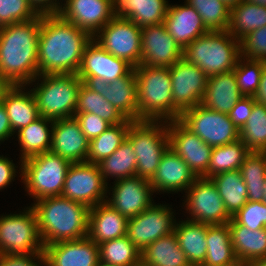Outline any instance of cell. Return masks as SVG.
<instances>
[{
    "mask_svg": "<svg viewBox=\"0 0 266 266\" xmlns=\"http://www.w3.org/2000/svg\"><path fill=\"white\" fill-rule=\"evenodd\" d=\"M92 36L59 14L41 15L38 75L77 74Z\"/></svg>",
    "mask_w": 266,
    "mask_h": 266,
    "instance_id": "6da1fadb",
    "label": "cell"
},
{
    "mask_svg": "<svg viewBox=\"0 0 266 266\" xmlns=\"http://www.w3.org/2000/svg\"><path fill=\"white\" fill-rule=\"evenodd\" d=\"M41 15L0 27V72L11 85H28L38 76Z\"/></svg>",
    "mask_w": 266,
    "mask_h": 266,
    "instance_id": "7a4b0ae2",
    "label": "cell"
},
{
    "mask_svg": "<svg viewBox=\"0 0 266 266\" xmlns=\"http://www.w3.org/2000/svg\"><path fill=\"white\" fill-rule=\"evenodd\" d=\"M45 246L88 236L90 207L62 196L47 197L31 204Z\"/></svg>",
    "mask_w": 266,
    "mask_h": 266,
    "instance_id": "3957f363",
    "label": "cell"
},
{
    "mask_svg": "<svg viewBox=\"0 0 266 266\" xmlns=\"http://www.w3.org/2000/svg\"><path fill=\"white\" fill-rule=\"evenodd\" d=\"M240 57V40L228 31H209L185 47L182 58L210 77L233 71Z\"/></svg>",
    "mask_w": 266,
    "mask_h": 266,
    "instance_id": "277c9868",
    "label": "cell"
},
{
    "mask_svg": "<svg viewBox=\"0 0 266 266\" xmlns=\"http://www.w3.org/2000/svg\"><path fill=\"white\" fill-rule=\"evenodd\" d=\"M34 82H37V86L34 85L31 91L40 116L53 121L75 116L83 83L77 74H39L27 86L33 85Z\"/></svg>",
    "mask_w": 266,
    "mask_h": 266,
    "instance_id": "5b68a950",
    "label": "cell"
},
{
    "mask_svg": "<svg viewBox=\"0 0 266 266\" xmlns=\"http://www.w3.org/2000/svg\"><path fill=\"white\" fill-rule=\"evenodd\" d=\"M139 121H172L173 96L169 67L139 65L134 68Z\"/></svg>",
    "mask_w": 266,
    "mask_h": 266,
    "instance_id": "8992f818",
    "label": "cell"
},
{
    "mask_svg": "<svg viewBox=\"0 0 266 266\" xmlns=\"http://www.w3.org/2000/svg\"><path fill=\"white\" fill-rule=\"evenodd\" d=\"M70 165L68 160L51 151L22 160L20 178L25 185V191L34 202L47 197L61 196Z\"/></svg>",
    "mask_w": 266,
    "mask_h": 266,
    "instance_id": "52a82bcc",
    "label": "cell"
},
{
    "mask_svg": "<svg viewBox=\"0 0 266 266\" xmlns=\"http://www.w3.org/2000/svg\"><path fill=\"white\" fill-rule=\"evenodd\" d=\"M126 139L137 158L136 176L151 180L165 151L169 148L167 121H134Z\"/></svg>",
    "mask_w": 266,
    "mask_h": 266,
    "instance_id": "ba28073f",
    "label": "cell"
},
{
    "mask_svg": "<svg viewBox=\"0 0 266 266\" xmlns=\"http://www.w3.org/2000/svg\"><path fill=\"white\" fill-rule=\"evenodd\" d=\"M37 217L31 206L0 216V254L43 253Z\"/></svg>",
    "mask_w": 266,
    "mask_h": 266,
    "instance_id": "9c48e42d",
    "label": "cell"
},
{
    "mask_svg": "<svg viewBox=\"0 0 266 266\" xmlns=\"http://www.w3.org/2000/svg\"><path fill=\"white\" fill-rule=\"evenodd\" d=\"M185 195L183 206L185 204L184 209L190 215L188 220L215 225L229 223L232 219L211 178L197 177Z\"/></svg>",
    "mask_w": 266,
    "mask_h": 266,
    "instance_id": "30bf717a",
    "label": "cell"
},
{
    "mask_svg": "<svg viewBox=\"0 0 266 266\" xmlns=\"http://www.w3.org/2000/svg\"><path fill=\"white\" fill-rule=\"evenodd\" d=\"M107 52L133 68L141 63V27L128 19L113 17L93 37Z\"/></svg>",
    "mask_w": 266,
    "mask_h": 266,
    "instance_id": "8fae6325",
    "label": "cell"
},
{
    "mask_svg": "<svg viewBox=\"0 0 266 266\" xmlns=\"http://www.w3.org/2000/svg\"><path fill=\"white\" fill-rule=\"evenodd\" d=\"M173 96V120L203 101L207 76L197 66L181 58L169 67Z\"/></svg>",
    "mask_w": 266,
    "mask_h": 266,
    "instance_id": "7c38bea8",
    "label": "cell"
},
{
    "mask_svg": "<svg viewBox=\"0 0 266 266\" xmlns=\"http://www.w3.org/2000/svg\"><path fill=\"white\" fill-rule=\"evenodd\" d=\"M179 120L211 147L239 139V130L228 114L209 110L201 104L186 110Z\"/></svg>",
    "mask_w": 266,
    "mask_h": 266,
    "instance_id": "4fadbf2b",
    "label": "cell"
},
{
    "mask_svg": "<svg viewBox=\"0 0 266 266\" xmlns=\"http://www.w3.org/2000/svg\"><path fill=\"white\" fill-rule=\"evenodd\" d=\"M98 164L71 163L64 181L61 196L94 207L106 202L107 189Z\"/></svg>",
    "mask_w": 266,
    "mask_h": 266,
    "instance_id": "5bb4252c",
    "label": "cell"
},
{
    "mask_svg": "<svg viewBox=\"0 0 266 266\" xmlns=\"http://www.w3.org/2000/svg\"><path fill=\"white\" fill-rule=\"evenodd\" d=\"M172 210L170 205L153 203L145 211L128 219L127 238L142 251L155 240L169 235L176 223L175 211Z\"/></svg>",
    "mask_w": 266,
    "mask_h": 266,
    "instance_id": "9a60e30c",
    "label": "cell"
},
{
    "mask_svg": "<svg viewBox=\"0 0 266 266\" xmlns=\"http://www.w3.org/2000/svg\"><path fill=\"white\" fill-rule=\"evenodd\" d=\"M169 148L189 166L196 177H203L210 163L213 147L188 129L179 119L167 121Z\"/></svg>",
    "mask_w": 266,
    "mask_h": 266,
    "instance_id": "2e32d148",
    "label": "cell"
},
{
    "mask_svg": "<svg viewBox=\"0 0 266 266\" xmlns=\"http://www.w3.org/2000/svg\"><path fill=\"white\" fill-rule=\"evenodd\" d=\"M92 91L101 94L128 120L139 121L138 91L134 68L124 77L106 83L98 77H79Z\"/></svg>",
    "mask_w": 266,
    "mask_h": 266,
    "instance_id": "e0dca14e",
    "label": "cell"
},
{
    "mask_svg": "<svg viewBox=\"0 0 266 266\" xmlns=\"http://www.w3.org/2000/svg\"><path fill=\"white\" fill-rule=\"evenodd\" d=\"M111 188L112 193L107 189L111 197H106V203L127 219L137 216L154 203V190L147 179L138 176L124 178L114 181Z\"/></svg>",
    "mask_w": 266,
    "mask_h": 266,
    "instance_id": "ac0fdd59",
    "label": "cell"
},
{
    "mask_svg": "<svg viewBox=\"0 0 266 266\" xmlns=\"http://www.w3.org/2000/svg\"><path fill=\"white\" fill-rule=\"evenodd\" d=\"M183 57V49L168 33L165 24L141 27V63L153 67H172Z\"/></svg>",
    "mask_w": 266,
    "mask_h": 266,
    "instance_id": "d6986e66",
    "label": "cell"
},
{
    "mask_svg": "<svg viewBox=\"0 0 266 266\" xmlns=\"http://www.w3.org/2000/svg\"><path fill=\"white\" fill-rule=\"evenodd\" d=\"M59 15L92 37L112 18L111 0H64Z\"/></svg>",
    "mask_w": 266,
    "mask_h": 266,
    "instance_id": "ffe728a7",
    "label": "cell"
},
{
    "mask_svg": "<svg viewBox=\"0 0 266 266\" xmlns=\"http://www.w3.org/2000/svg\"><path fill=\"white\" fill-rule=\"evenodd\" d=\"M133 67L125 60L115 57L95 40L85 46L78 77H98L106 83L126 76Z\"/></svg>",
    "mask_w": 266,
    "mask_h": 266,
    "instance_id": "44dd1931",
    "label": "cell"
},
{
    "mask_svg": "<svg viewBox=\"0 0 266 266\" xmlns=\"http://www.w3.org/2000/svg\"><path fill=\"white\" fill-rule=\"evenodd\" d=\"M49 151L70 163L87 162L89 140L75 117L54 120Z\"/></svg>",
    "mask_w": 266,
    "mask_h": 266,
    "instance_id": "7402d4cb",
    "label": "cell"
},
{
    "mask_svg": "<svg viewBox=\"0 0 266 266\" xmlns=\"http://www.w3.org/2000/svg\"><path fill=\"white\" fill-rule=\"evenodd\" d=\"M43 253L46 266H100L99 247L88 236L47 245Z\"/></svg>",
    "mask_w": 266,
    "mask_h": 266,
    "instance_id": "603a6c76",
    "label": "cell"
},
{
    "mask_svg": "<svg viewBox=\"0 0 266 266\" xmlns=\"http://www.w3.org/2000/svg\"><path fill=\"white\" fill-rule=\"evenodd\" d=\"M197 177L189 166L171 148H168L159 162L153 178L149 181L154 193L185 192Z\"/></svg>",
    "mask_w": 266,
    "mask_h": 266,
    "instance_id": "cb8c5ba5",
    "label": "cell"
},
{
    "mask_svg": "<svg viewBox=\"0 0 266 266\" xmlns=\"http://www.w3.org/2000/svg\"><path fill=\"white\" fill-rule=\"evenodd\" d=\"M164 24L168 33L182 49L209 32L201 16L186 2L184 5H169Z\"/></svg>",
    "mask_w": 266,
    "mask_h": 266,
    "instance_id": "d4e9b609",
    "label": "cell"
},
{
    "mask_svg": "<svg viewBox=\"0 0 266 266\" xmlns=\"http://www.w3.org/2000/svg\"><path fill=\"white\" fill-rule=\"evenodd\" d=\"M113 17L128 19L144 27L164 23L168 0H111Z\"/></svg>",
    "mask_w": 266,
    "mask_h": 266,
    "instance_id": "484cf974",
    "label": "cell"
},
{
    "mask_svg": "<svg viewBox=\"0 0 266 266\" xmlns=\"http://www.w3.org/2000/svg\"><path fill=\"white\" fill-rule=\"evenodd\" d=\"M128 219L103 202L90 208L88 237L97 245L126 235Z\"/></svg>",
    "mask_w": 266,
    "mask_h": 266,
    "instance_id": "4316f807",
    "label": "cell"
},
{
    "mask_svg": "<svg viewBox=\"0 0 266 266\" xmlns=\"http://www.w3.org/2000/svg\"><path fill=\"white\" fill-rule=\"evenodd\" d=\"M244 97L236 83L234 71L207 77L206 91L201 105L205 108L228 114Z\"/></svg>",
    "mask_w": 266,
    "mask_h": 266,
    "instance_id": "83f0119b",
    "label": "cell"
},
{
    "mask_svg": "<svg viewBox=\"0 0 266 266\" xmlns=\"http://www.w3.org/2000/svg\"><path fill=\"white\" fill-rule=\"evenodd\" d=\"M26 87L11 85L1 100L14 134L40 117L35 97L31 90H25Z\"/></svg>",
    "mask_w": 266,
    "mask_h": 266,
    "instance_id": "f1b7e54d",
    "label": "cell"
},
{
    "mask_svg": "<svg viewBox=\"0 0 266 266\" xmlns=\"http://www.w3.org/2000/svg\"><path fill=\"white\" fill-rule=\"evenodd\" d=\"M178 222L176 220L174 233L180 249L191 266H202L207 252L206 235L209 224L190 220Z\"/></svg>",
    "mask_w": 266,
    "mask_h": 266,
    "instance_id": "f546056e",
    "label": "cell"
},
{
    "mask_svg": "<svg viewBox=\"0 0 266 266\" xmlns=\"http://www.w3.org/2000/svg\"><path fill=\"white\" fill-rule=\"evenodd\" d=\"M228 225L237 260L252 264L266 257V227L252 231L239 225L233 218Z\"/></svg>",
    "mask_w": 266,
    "mask_h": 266,
    "instance_id": "4dcf8cb0",
    "label": "cell"
},
{
    "mask_svg": "<svg viewBox=\"0 0 266 266\" xmlns=\"http://www.w3.org/2000/svg\"><path fill=\"white\" fill-rule=\"evenodd\" d=\"M53 124V120L40 116L34 122L15 133L18 136L17 140L21 151L20 176H22V160L50 150Z\"/></svg>",
    "mask_w": 266,
    "mask_h": 266,
    "instance_id": "1f68e13d",
    "label": "cell"
},
{
    "mask_svg": "<svg viewBox=\"0 0 266 266\" xmlns=\"http://www.w3.org/2000/svg\"><path fill=\"white\" fill-rule=\"evenodd\" d=\"M141 266H191L174 233L152 242L141 251Z\"/></svg>",
    "mask_w": 266,
    "mask_h": 266,
    "instance_id": "d6a6232c",
    "label": "cell"
},
{
    "mask_svg": "<svg viewBox=\"0 0 266 266\" xmlns=\"http://www.w3.org/2000/svg\"><path fill=\"white\" fill-rule=\"evenodd\" d=\"M207 252L202 266H226L237 261L228 223L208 225Z\"/></svg>",
    "mask_w": 266,
    "mask_h": 266,
    "instance_id": "836d02e7",
    "label": "cell"
},
{
    "mask_svg": "<svg viewBox=\"0 0 266 266\" xmlns=\"http://www.w3.org/2000/svg\"><path fill=\"white\" fill-rule=\"evenodd\" d=\"M211 179L218 189L226 211L233 217L248 201L247 187L240 170L218 173Z\"/></svg>",
    "mask_w": 266,
    "mask_h": 266,
    "instance_id": "e575fe53",
    "label": "cell"
},
{
    "mask_svg": "<svg viewBox=\"0 0 266 266\" xmlns=\"http://www.w3.org/2000/svg\"><path fill=\"white\" fill-rule=\"evenodd\" d=\"M266 26V7L241 1L230 9L228 32L240 40L253 30Z\"/></svg>",
    "mask_w": 266,
    "mask_h": 266,
    "instance_id": "d590c367",
    "label": "cell"
},
{
    "mask_svg": "<svg viewBox=\"0 0 266 266\" xmlns=\"http://www.w3.org/2000/svg\"><path fill=\"white\" fill-rule=\"evenodd\" d=\"M98 247L100 266H141V251L126 235L102 242Z\"/></svg>",
    "mask_w": 266,
    "mask_h": 266,
    "instance_id": "8d00e7d4",
    "label": "cell"
},
{
    "mask_svg": "<svg viewBox=\"0 0 266 266\" xmlns=\"http://www.w3.org/2000/svg\"><path fill=\"white\" fill-rule=\"evenodd\" d=\"M104 181L108 184V178L115 181L136 176L137 158L131 143L125 141L109 157L98 163Z\"/></svg>",
    "mask_w": 266,
    "mask_h": 266,
    "instance_id": "74e56055",
    "label": "cell"
},
{
    "mask_svg": "<svg viewBox=\"0 0 266 266\" xmlns=\"http://www.w3.org/2000/svg\"><path fill=\"white\" fill-rule=\"evenodd\" d=\"M249 153L247 146L240 139L223 146L213 147L208 171L203 177L211 178L218 173L239 170Z\"/></svg>",
    "mask_w": 266,
    "mask_h": 266,
    "instance_id": "f35d334b",
    "label": "cell"
},
{
    "mask_svg": "<svg viewBox=\"0 0 266 266\" xmlns=\"http://www.w3.org/2000/svg\"><path fill=\"white\" fill-rule=\"evenodd\" d=\"M239 170L247 187L248 201H263L265 194L266 152H250Z\"/></svg>",
    "mask_w": 266,
    "mask_h": 266,
    "instance_id": "ab89813d",
    "label": "cell"
},
{
    "mask_svg": "<svg viewBox=\"0 0 266 266\" xmlns=\"http://www.w3.org/2000/svg\"><path fill=\"white\" fill-rule=\"evenodd\" d=\"M133 122L127 119L124 123L111 125L98 137L89 141L87 162L98 164L109 157L125 141Z\"/></svg>",
    "mask_w": 266,
    "mask_h": 266,
    "instance_id": "60d3db41",
    "label": "cell"
},
{
    "mask_svg": "<svg viewBox=\"0 0 266 266\" xmlns=\"http://www.w3.org/2000/svg\"><path fill=\"white\" fill-rule=\"evenodd\" d=\"M75 113H92L111 125L121 124L127 120L105 97L90 90L84 83L80 87Z\"/></svg>",
    "mask_w": 266,
    "mask_h": 266,
    "instance_id": "b9f144b4",
    "label": "cell"
},
{
    "mask_svg": "<svg viewBox=\"0 0 266 266\" xmlns=\"http://www.w3.org/2000/svg\"><path fill=\"white\" fill-rule=\"evenodd\" d=\"M250 152H266V105L256 102L251 115L239 131Z\"/></svg>",
    "mask_w": 266,
    "mask_h": 266,
    "instance_id": "7bdbcfd3",
    "label": "cell"
},
{
    "mask_svg": "<svg viewBox=\"0 0 266 266\" xmlns=\"http://www.w3.org/2000/svg\"><path fill=\"white\" fill-rule=\"evenodd\" d=\"M201 16L208 31H227L230 8L221 0H185Z\"/></svg>",
    "mask_w": 266,
    "mask_h": 266,
    "instance_id": "ee69618b",
    "label": "cell"
},
{
    "mask_svg": "<svg viewBox=\"0 0 266 266\" xmlns=\"http://www.w3.org/2000/svg\"><path fill=\"white\" fill-rule=\"evenodd\" d=\"M264 60H250L240 57L234 68L237 86L244 97H254L258 91Z\"/></svg>",
    "mask_w": 266,
    "mask_h": 266,
    "instance_id": "f6af8a7d",
    "label": "cell"
},
{
    "mask_svg": "<svg viewBox=\"0 0 266 266\" xmlns=\"http://www.w3.org/2000/svg\"><path fill=\"white\" fill-rule=\"evenodd\" d=\"M38 15L28 0H0V27L26 22Z\"/></svg>",
    "mask_w": 266,
    "mask_h": 266,
    "instance_id": "bcb514c9",
    "label": "cell"
},
{
    "mask_svg": "<svg viewBox=\"0 0 266 266\" xmlns=\"http://www.w3.org/2000/svg\"><path fill=\"white\" fill-rule=\"evenodd\" d=\"M232 218L252 231L263 229L266 227V204L263 201H247Z\"/></svg>",
    "mask_w": 266,
    "mask_h": 266,
    "instance_id": "7dc6e473",
    "label": "cell"
},
{
    "mask_svg": "<svg viewBox=\"0 0 266 266\" xmlns=\"http://www.w3.org/2000/svg\"><path fill=\"white\" fill-rule=\"evenodd\" d=\"M240 55L245 59L266 61V26L240 39Z\"/></svg>",
    "mask_w": 266,
    "mask_h": 266,
    "instance_id": "c3c4849f",
    "label": "cell"
},
{
    "mask_svg": "<svg viewBox=\"0 0 266 266\" xmlns=\"http://www.w3.org/2000/svg\"><path fill=\"white\" fill-rule=\"evenodd\" d=\"M74 117L89 141L98 137L111 126L109 122L92 113H75Z\"/></svg>",
    "mask_w": 266,
    "mask_h": 266,
    "instance_id": "681fc988",
    "label": "cell"
},
{
    "mask_svg": "<svg viewBox=\"0 0 266 266\" xmlns=\"http://www.w3.org/2000/svg\"><path fill=\"white\" fill-rule=\"evenodd\" d=\"M0 266H46L44 253L0 254Z\"/></svg>",
    "mask_w": 266,
    "mask_h": 266,
    "instance_id": "f907efd6",
    "label": "cell"
},
{
    "mask_svg": "<svg viewBox=\"0 0 266 266\" xmlns=\"http://www.w3.org/2000/svg\"><path fill=\"white\" fill-rule=\"evenodd\" d=\"M255 103L254 97H242L228 113L230 120L239 131L250 117Z\"/></svg>",
    "mask_w": 266,
    "mask_h": 266,
    "instance_id": "816d5d0a",
    "label": "cell"
},
{
    "mask_svg": "<svg viewBox=\"0 0 266 266\" xmlns=\"http://www.w3.org/2000/svg\"><path fill=\"white\" fill-rule=\"evenodd\" d=\"M10 160L9 157H4V155H0V191L5 189V187H9L12 181H14L17 176L16 173L18 166H16Z\"/></svg>",
    "mask_w": 266,
    "mask_h": 266,
    "instance_id": "f5cc1de1",
    "label": "cell"
},
{
    "mask_svg": "<svg viewBox=\"0 0 266 266\" xmlns=\"http://www.w3.org/2000/svg\"><path fill=\"white\" fill-rule=\"evenodd\" d=\"M34 10L40 15L58 14L61 0H28Z\"/></svg>",
    "mask_w": 266,
    "mask_h": 266,
    "instance_id": "db71d44e",
    "label": "cell"
},
{
    "mask_svg": "<svg viewBox=\"0 0 266 266\" xmlns=\"http://www.w3.org/2000/svg\"><path fill=\"white\" fill-rule=\"evenodd\" d=\"M12 135L14 136L15 134L12 131L7 111L3 103L0 102V144L8 140Z\"/></svg>",
    "mask_w": 266,
    "mask_h": 266,
    "instance_id": "11a10c76",
    "label": "cell"
},
{
    "mask_svg": "<svg viewBox=\"0 0 266 266\" xmlns=\"http://www.w3.org/2000/svg\"><path fill=\"white\" fill-rule=\"evenodd\" d=\"M254 99L256 102L266 105V64L264 65L259 88Z\"/></svg>",
    "mask_w": 266,
    "mask_h": 266,
    "instance_id": "9f6ffc18",
    "label": "cell"
},
{
    "mask_svg": "<svg viewBox=\"0 0 266 266\" xmlns=\"http://www.w3.org/2000/svg\"><path fill=\"white\" fill-rule=\"evenodd\" d=\"M10 86L11 84L2 76L0 72V102L4 96V93Z\"/></svg>",
    "mask_w": 266,
    "mask_h": 266,
    "instance_id": "6f0895ef",
    "label": "cell"
},
{
    "mask_svg": "<svg viewBox=\"0 0 266 266\" xmlns=\"http://www.w3.org/2000/svg\"><path fill=\"white\" fill-rule=\"evenodd\" d=\"M227 7L232 9L235 5H238L242 0H221Z\"/></svg>",
    "mask_w": 266,
    "mask_h": 266,
    "instance_id": "680465c9",
    "label": "cell"
},
{
    "mask_svg": "<svg viewBox=\"0 0 266 266\" xmlns=\"http://www.w3.org/2000/svg\"><path fill=\"white\" fill-rule=\"evenodd\" d=\"M242 1L266 7V0H242Z\"/></svg>",
    "mask_w": 266,
    "mask_h": 266,
    "instance_id": "91938a15",
    "label": "cell"
},
{
    "mask_svg": "<svg viewBox=\"0 0 266 266\" xmlns=\"http://www.w3.org/2000/svg\"><path fill=\"white\" fill-rule=\"evenodd\" d=\"M251 266H266V257L254 261Z\"/></svg>",
    "mask_w": 266,
    "mask_h": 266,
    "instance_id": "94428289",
    "label": "cell"
},
{
    "mask_svg": "<svg viewBox=\"0 0 266 266\" xmlns=\"http://www.w3.org/2000/svg\"><path fill=\"white\" fill-rule=\"evenodd\" d=\"M226 266H251V264L242 262L240 260H237L236 262L230 264V265H226Z\"/></svg>",
    "mask_w": 266,
    "mask_h": 266,
    "instance_id": "6125c7cd",
    "label": "cell"
},
{
    "mask_svg": "<svg viewBox=\"0 0 266 266\" xmlns=\"http://www.w3.org/2000/svg\"><path fill=\"white\" fill-rule=\"evenodd\" d=\"M264 198H263V202L266 204V176H265V183H264Z\"/></svg>",
    "mask_w": 266,
    "mask_h": 266,
    "instance_id": "be15d7a7",
    "label": "cell"
}]
</instances>
